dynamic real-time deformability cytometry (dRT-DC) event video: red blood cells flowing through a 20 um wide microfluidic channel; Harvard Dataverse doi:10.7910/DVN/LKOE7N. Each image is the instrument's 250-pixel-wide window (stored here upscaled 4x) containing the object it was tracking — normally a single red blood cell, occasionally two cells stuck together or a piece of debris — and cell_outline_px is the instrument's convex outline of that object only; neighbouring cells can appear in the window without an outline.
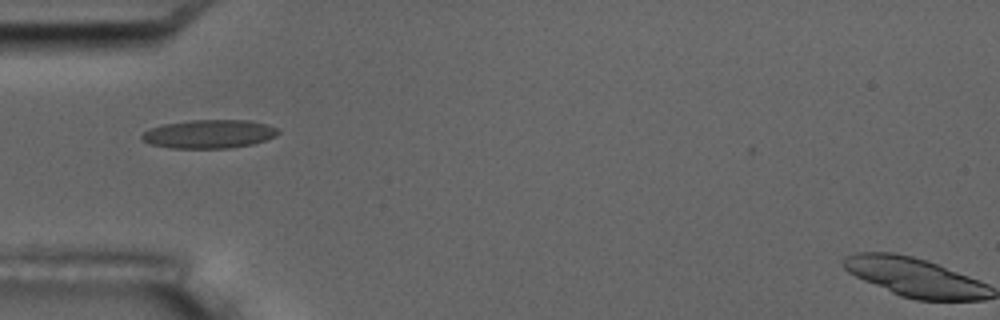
{"species": "common noctule bat (a hibernating species)", "species_latin": "Nyctalus noctula", "temperature_condition": "room temperature", "stored_images_in_passage": 6, "camera_frame_rate_fps": 3000, "um_per_image_px": 0.085, "animal": {"sex": "male", "body_mass_g": 17.5, "forearm_length_mm": 52.3}, "frame": {"image": 1, "passage_image": 2, "time_ms": 2.0, "image_size_px": [1000, 320], "cell_outline_px": [[280, 132], [276, 136], [252, 144], [228, 148], [172, 148], [152, 144], [144, 140], [140, 136], [144, 132], [152, 128], [164, 124], [192, 120], [252, 120], [268, 124], [276, 128]], "centroid_in_image_um": [17.82, 11.38], "position_along_channel_um": 67.2, "area_um2": 22.48}}
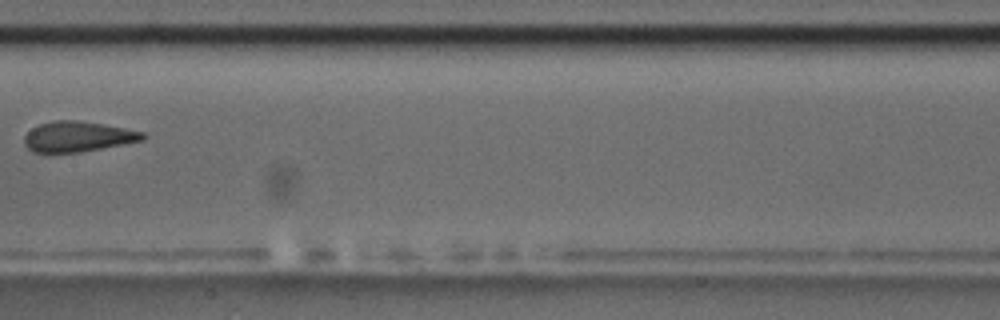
{"frame": {"image": 2, "passage_image": 5, "time_ms": 5.667, "image_size_px": [1000, 320], "cell_outline_px": [[148, 136], [144, 140], [80, 152], [32, 152], [24, 144], [24, 136], [32, 128], [40, 124], [52, 120], [80, 120], [124, 128], [144, 132]], "centroid_in_image_um": [6.61, 11.6], "position_along_channel_um": 200.8, "area_um2": 20.92}}